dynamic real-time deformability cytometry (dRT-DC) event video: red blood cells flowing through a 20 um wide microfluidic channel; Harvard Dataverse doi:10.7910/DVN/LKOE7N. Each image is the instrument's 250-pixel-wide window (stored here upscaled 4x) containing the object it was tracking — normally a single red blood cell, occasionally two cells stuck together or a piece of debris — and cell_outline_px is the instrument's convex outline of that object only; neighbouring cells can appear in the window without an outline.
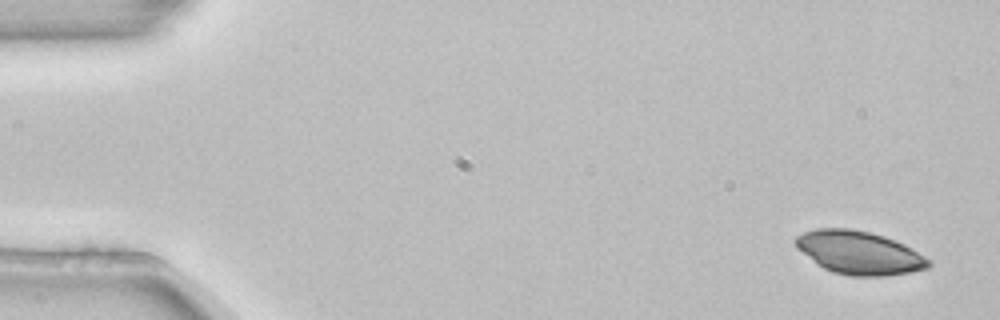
{"species": "common noctule bat (a hibernating species)", "species_latin": "Nyctalus noctula", "temperature_condition": "room temperature", "stored_images_in_passage": 5, "camera_frame_rate_fps": 3000, "um_per_image_px": 0.085, "animal": {"sex": "female", "body_mass_g": 22.7, "forearm_length_mm": 54.2}, "frame": {"image": 1, "passage_image": 1, "time_ms": 0.0, "image_size_px": [1000, 320], "cell_outline_px": [[932, 264], [928, 268], [912, 272], [884, 276], [848, 276], [832, 272], [816, 264], [796, 248], [792, 240], [796, 236], [804, 232], [816, 228], [848, 228], [868, 232], [884, 236], [904, 244], [912, 248], [924, 256]], "centroid_in_image_um": [72.99, 21.48], "position_along_channel_um": 12.0, "area_um2": 33.7}}